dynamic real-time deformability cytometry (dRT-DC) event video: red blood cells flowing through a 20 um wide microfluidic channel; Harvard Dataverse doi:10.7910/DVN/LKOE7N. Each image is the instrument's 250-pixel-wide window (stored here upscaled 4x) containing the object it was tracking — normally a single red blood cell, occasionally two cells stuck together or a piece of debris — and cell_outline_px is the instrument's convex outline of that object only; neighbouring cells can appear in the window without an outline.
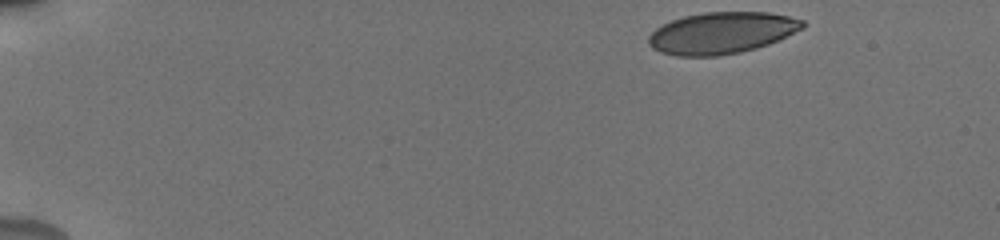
{"species": "human", "species_latin": "Homo sapiens", "temperature_condition": "cold", "stored_images_in_passage": 48, "camera_frame_rate_fps": 3000, "um_per_image_px": 0.085, "donor": {"sex": "male"}, "frame": {"image": 1, "passage_image": 1, "time_ms": 0.0, "image_size_px": [1000, 240], "cell_outline_px": [[808, 24], [804, 28], [768, 44], [756, 48], [740, 52], [720, 56], [676, 56], [660, 52], [652, 48], [648, 44], [648, 36], [656, 28], [672, 20], [684, 16], [704, 12], [768, 12], [788, 16], [804, 20]], "centroid_in_image_um": [61.34, 2.8], "position_along_channel_um": 23.7, "area_um2": 37.45}}
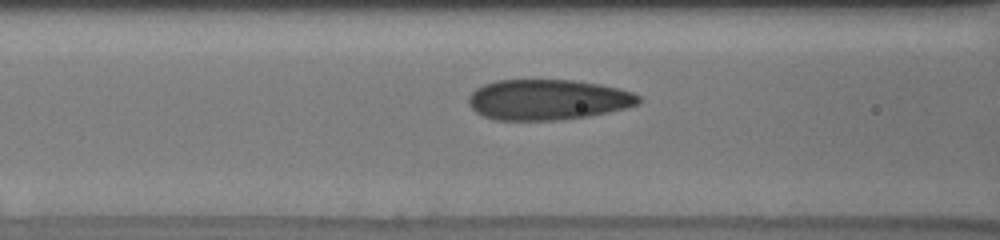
{"frame": {"image": 2, "passage_image": 18, "time_ms": 5.667, "image_size_px": [1000, 240], "cell_outline_px": [[640, 104], [608, 112], [588, 116], [556, 120], [496, 120], [484, 116], [476, 112], [468, 104], [468, 96], [476, 88], [484, 84], [496, 80], [572, 80], [600, 84], [620, 88], [632, 92], [640, 96]], "centroid_in_image_um": [46.55, 8.47], "position_along_channel_um": 120.0, "area_um2": 40.23}}
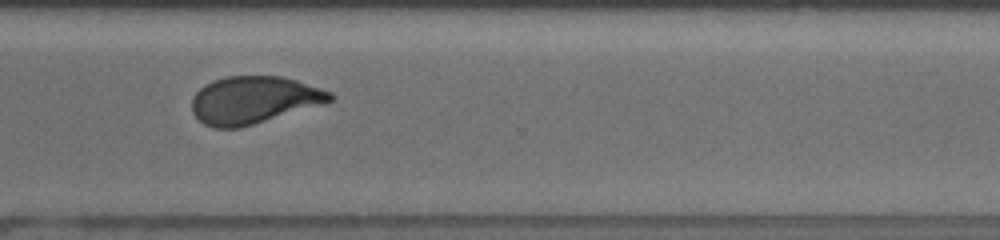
{"frame": {"image": 3, "passage_image": 36, "time_ms": 11.667, "image_size_px": [1000, 240], "cell_outline_px": [[336, 96], [332, 100], [240, 128], [212, 128], [204, 124], [192, 112], [192, 96], [204, 84], [212, 80], [228, 76], [280, 76], [296, 80], [332, 92]], "centroid_in_image_um": [21.51, 8.49], "position_along_channel_um": 349.1, "area_um2": 37.8}, "authors_computed_cell_mechanics": {"area_um2": 38.8994, "velocity_mm_per_s": 3.8193, "shape_relaxation_time_tau1_ms": 5.5441, "shape_relaxation_time_tau2_ms": 0.7761, "deformation_change_tau1": 0.1505, "deformation_change_tau2": 0.0831}}